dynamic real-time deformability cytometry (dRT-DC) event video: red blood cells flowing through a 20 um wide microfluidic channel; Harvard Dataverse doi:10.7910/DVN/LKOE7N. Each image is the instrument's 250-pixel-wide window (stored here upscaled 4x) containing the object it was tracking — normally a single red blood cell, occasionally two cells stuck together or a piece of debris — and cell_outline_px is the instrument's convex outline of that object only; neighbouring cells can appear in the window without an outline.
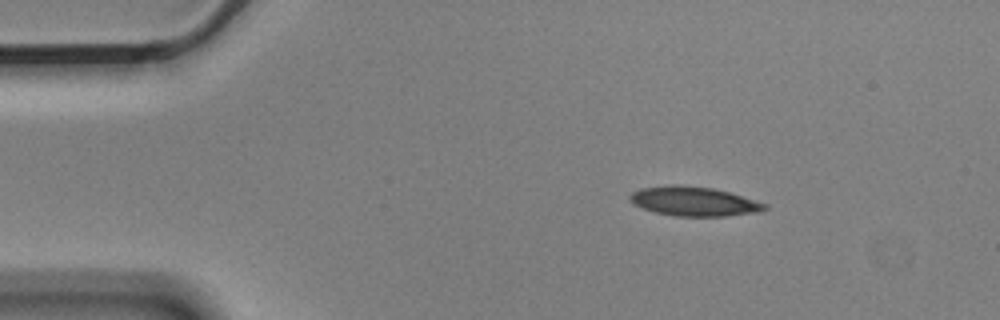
{"species": "Egyptian fruit bat (a non-hibernating species)", "species_latin": "Rousettus aegyptiacus", "temperature_condition": "cold", "stored_images_in_passage": 3, "camera_frame_rate_fps": 3000, "um_per_image_px": 0.085, "animal": {"sex": "male"}, "frame": {"image": 1, "passage_image": 1, "time_ms": 0.0, "image_size_px": [1000, 320], "cell_outline_px": [[768, 208], [756, 212], [728, 216], [672, 216], [656, 212], [632, 204], [628, 200], [628, 196], [632, 192], [640, 188], [672, 184], [680, 184], [712, 188], [728, 192], [768, 204]], "centroid_in_image_um": [58.93, 17.11], "position_along_channel_um": 26.1, "area_um2": 23.12}}